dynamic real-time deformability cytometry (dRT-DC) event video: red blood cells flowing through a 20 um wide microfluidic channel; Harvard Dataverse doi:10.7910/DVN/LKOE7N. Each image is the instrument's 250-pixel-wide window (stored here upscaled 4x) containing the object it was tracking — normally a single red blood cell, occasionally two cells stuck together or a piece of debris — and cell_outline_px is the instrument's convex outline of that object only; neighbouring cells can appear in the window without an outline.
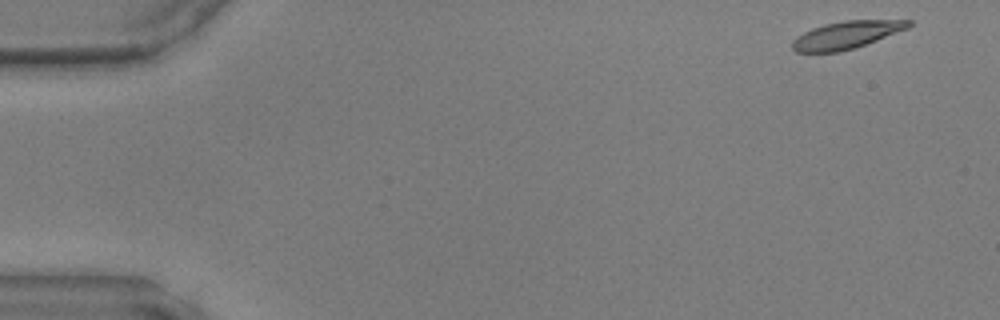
{"species": "common noctule bat (a hibernating species)", "species_latin": "Nyctalus noctula", "temperature_condition": "warm", "stored_images_in_passage": 46, "camera_frame_rate_fps": 3000, "um_per_image_px": 0.085, "animal": {"sex": "male", "body_mass_g": 17.9, "forearm_length_mm": 54.2}, "frame": {"image": 1, "passage_image": 1, "time_ms": 0.0, "image_size_px": [1000, 320], "cell_outline_px": [[912, 24], [908, 28], [876, 40], [840, 52], [796, 52], [792, 48], [792, 40], [796, 36], [812, 28], [824, 24], [844, 20], [912, 20]], "centroid_in_image_um": [71.91, 2.96], "position_along_channel_um": 13.1, "area_um2": 18.5}}
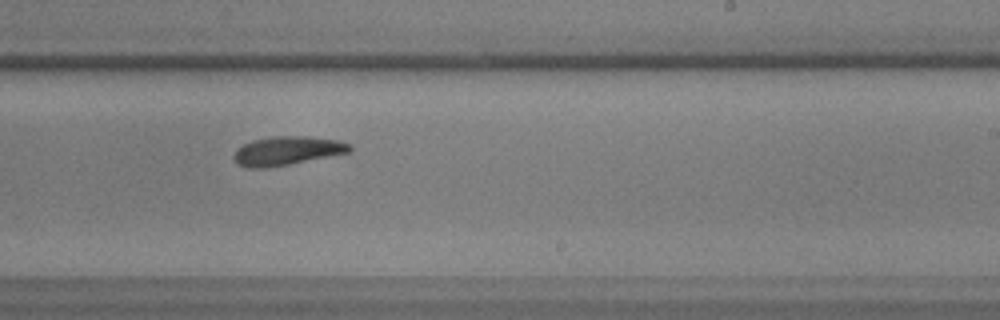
{"frame": {"image": 2, "passage_image": 28, "time_ms": 9.0, "image_size_px": [1000, 320], "cell_outline_px": [[352, 152], [288, 164], [264, 168], [248, 168], [236, 164], [232, 160], [232, 156], [236, 148], [252, 140], [276, 136], [308, 136], [336, 140], [352, 144]], "centroid_in_image_um": [24.37, 12.82], "position_along_channel_um": 264.6, "area_um2": 19.59}}
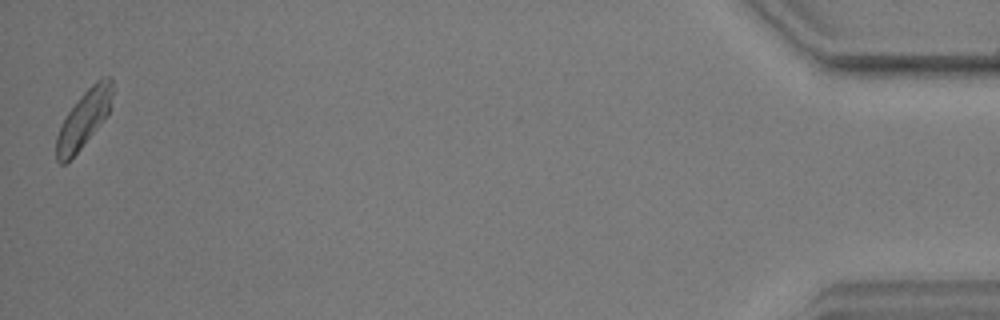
{"frame": {"image": 3, "passage_image": 46, "time_ms": 15.0, "image_size_px": [1000, 320], "cell_outline_px": [[112, 96], [108, 116], [80, 148], [64, 164], [60, 164], [56, 160], [56, 136], [68, 112], [80, 96], [96, 80], [104, 76], [112, 76]], "centroid_in_image_um": [7.14, 10.08], "position_along_channel_um": 428.1, "area_um2": 18.38}}